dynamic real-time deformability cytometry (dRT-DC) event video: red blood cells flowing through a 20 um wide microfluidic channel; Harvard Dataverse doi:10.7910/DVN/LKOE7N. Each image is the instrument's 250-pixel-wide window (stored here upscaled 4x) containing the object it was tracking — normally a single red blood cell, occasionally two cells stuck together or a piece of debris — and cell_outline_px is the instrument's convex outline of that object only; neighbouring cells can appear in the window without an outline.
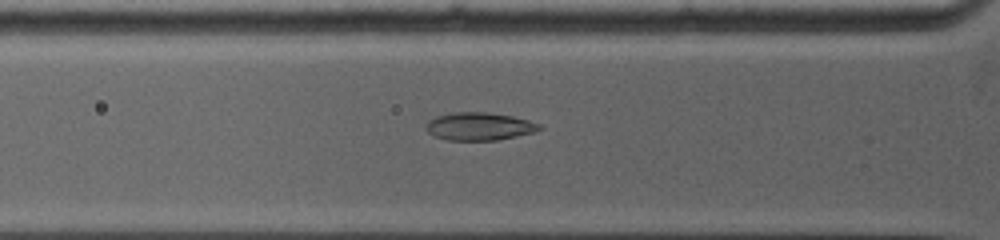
{"species": "common noctule bat (a hibernating species)", "species_latin": "Nyctalus noctula", "temperature_condition": "warm", "stored_images_in_passage": 31, "camera_frame_rate_fps": 5000, "um_per_image_px": 0.085, "animal": {"sex": "female", "body_mass_g": 19.0, "forearm_length_mm": 53.3}, "frame": {"image": 1, "passage_image": 4, "time_ms": 2.4, "image_size_px": [1000, 240], "cell_outline_px": [[544, 128], [536, 132], [496, 140], [448, 140], [432, 136], [424, 128], [424, 124], [428, 120], [436, 116], [452, 112], [488, 112], [512, 116], [528, 120], [540, 124]], "centroid_in_image_um": [40.71, 10.74], "position_along_channel_um": 85.1, "area_um2": 18.67}}
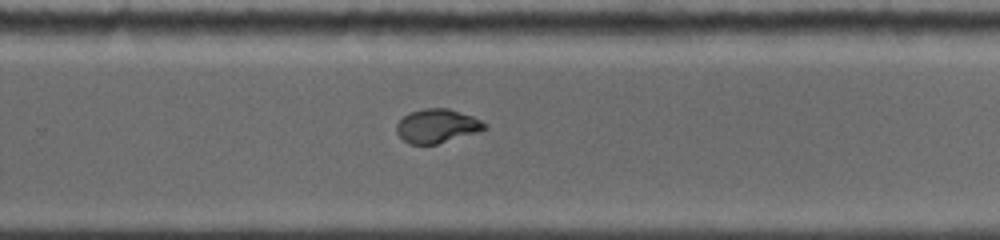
{"frame": {"image": 2, "passage_image": 16, "time_ms": 7.6, "image_size_px": [1000, 240], "cell_outline_px": [[488, 128], [476, 132], [436, 144], [408, 144], [396, 132], [396, 124], [404, 116], [412, 112], [424, 108], [448, 108], [472, 116], [488, 124]], "centroid_in_image_um": [37.14, 10.7], "position_along_channel_um": 292.7, "area_um2": 17.17}}
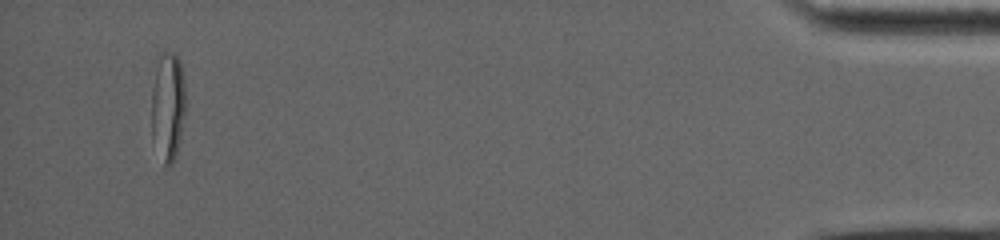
{"frame": {"image": 3, "passage_image": 31, "time_ms": 13.6, "image_size_px": [1000, 240], "cell_outline_px": [[184, 116], [180, 140], [176, 156], [172, 164], [164, 164], [152, 140], [152, 88], [156, 52], [176, 52], [180, 60], [184, 76]], "centroid_in_image_um": [14.25, 8.93], "position_along_channel_um": 421.0, "area_um2": 22.14}, "authors_computed_cell_mechanics": {"area_um2": 18.207, "velocity_mm_per_s": 3.9999, "shape_relaxation_time_tau1_ms": 9.0738, "shape_relaxation_time_tau2_ms": null, "deformation_change_tau1": 0.2835, "deformation_change_tau2": null}}